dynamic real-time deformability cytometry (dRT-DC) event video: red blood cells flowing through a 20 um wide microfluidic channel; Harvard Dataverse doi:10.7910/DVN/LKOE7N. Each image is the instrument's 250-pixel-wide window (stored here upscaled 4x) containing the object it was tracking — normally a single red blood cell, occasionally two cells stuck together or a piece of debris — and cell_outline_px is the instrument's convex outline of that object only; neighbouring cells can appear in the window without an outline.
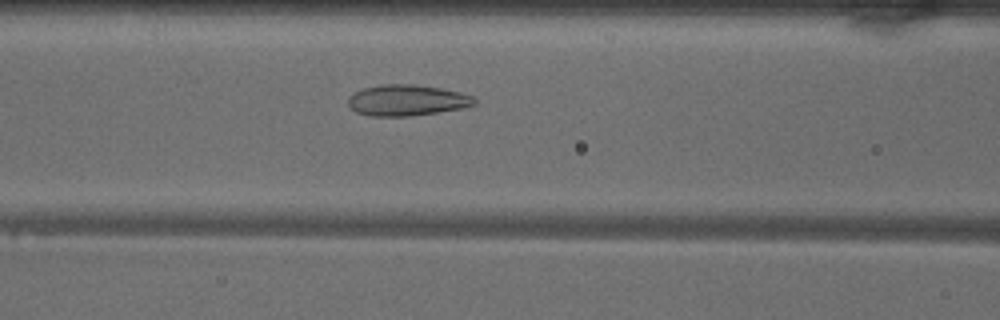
{"species": "common noctule bat (a hibernating species)", "species_latin": "Nyctalus noctula", "temperature_condition": "warm", "stored_images_in_passage": 34, "camera_frame_rate_fps": 3000, "um_per_image_px": 0.085, "animal": {"sex": "male", "body_mass_g": 18.8}, "frame": {"image": 1, "passage_image": 10, "time_ms": 3.0, "image_size_px": [1000, 320], "cell_outline_px": [[476, 104], [460, 108], [412, 116], [368, 116], [356, 112], [348, 104], [348, 100], [360, 88], [384, 84], [412, 84], [440, 88], [460, 92], [472, 96], [476, 100]], "centroid_in_image_um": [34.57, 8.52], "position_along_channel_um": 132.0, "area_um2": 22.66}}
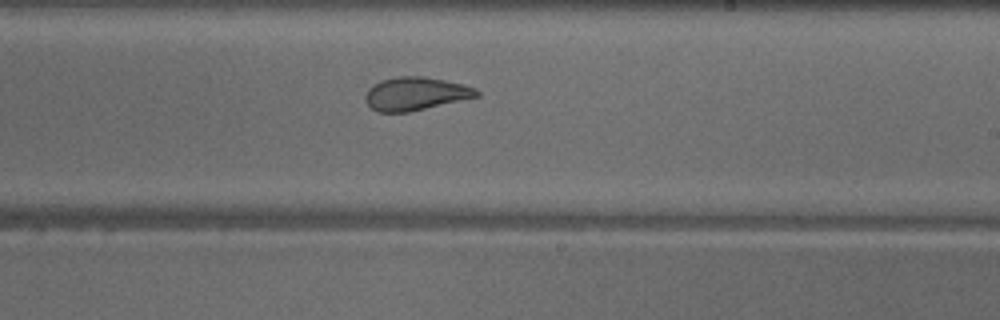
{"frame": {"image": 2, "passage_image": 19, "time_ms": 6.0, "image_size_px": [1000, 320], "cell_outline_px": [[480, 96], [408, 112], [376, 112], [364, 100], [364, 96], [368, 88], [372, 84], [380, 80], [400, 76], [424, 76], [464, 84], [476, 88], [480, 92]], "centroid_in_image_um": [35.31, 7.96], "position_along_channel_um": 253.7, "area_um2": 21.68}}
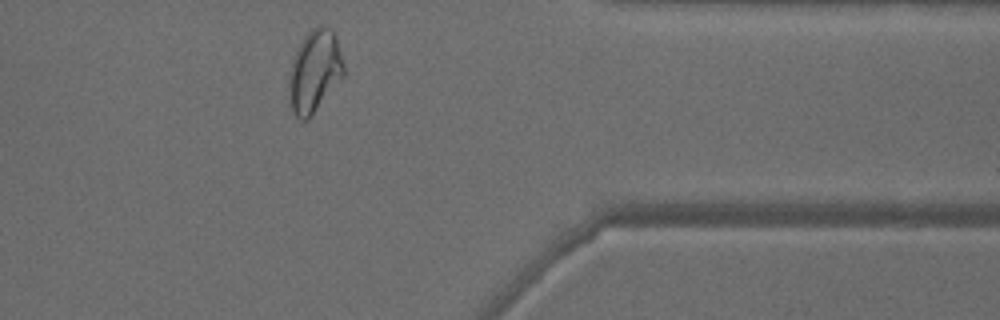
{"frame": {"image": 3, "passage_image": 30, "time_ms": 9.667, "image_size_px": [1000, 320], "cell_outline_px": [[344, 76], [312, 116], [308, 120], [300, 120], [292, 112], [288, 96], [288, 80], [292, 60], [304, 36], [312, 28], [320, 24], [324, 24], [332, 28], [336, 36], [344, 64]], "centroid_in_image_um": [26.74, 6.06], "position_along_channel_um": 384.7, "area_um2": 26.7}, "authors_computed_cell_mechanics": {"area_um2": 22.6865, "velocity_mm_per_s": 4.0571, "shape_relaxation_time_tau1_ms": 9.4298, "shape_relaxation_time_tau2_ms": 1.1663, "deformation_change_tau1": 0.2267, "deformation_change_tau2": 0.0775}}